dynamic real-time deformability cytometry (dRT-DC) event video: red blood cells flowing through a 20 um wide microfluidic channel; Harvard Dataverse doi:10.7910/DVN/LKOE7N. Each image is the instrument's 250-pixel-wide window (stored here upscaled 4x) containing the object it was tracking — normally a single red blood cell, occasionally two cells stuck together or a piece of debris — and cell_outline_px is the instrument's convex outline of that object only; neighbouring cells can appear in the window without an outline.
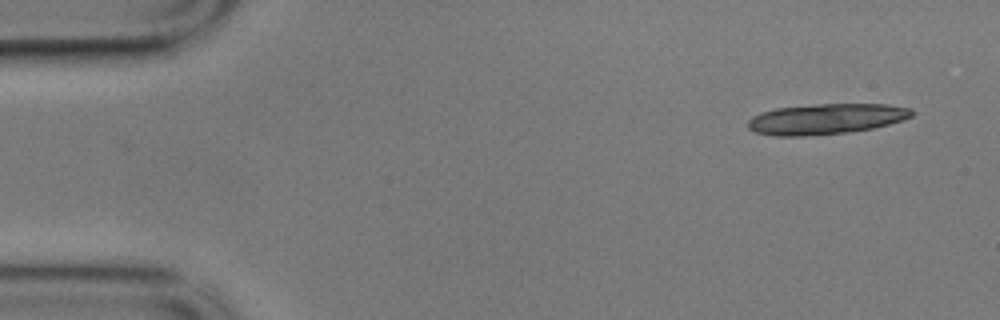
{"species": "common noctule bat (a hibernating species)", "species_latin": "Nyctalus noctula", "temperature_condition": "cold", "stored_images_in_passage": 4, "camera_frame_rate_fps": 3000, "um_per_image_px": 0.085, "animal": {"sex": "male", "body_mass_g": 17.9}, "frame": {"image": 1, "passage_image": 1, "time_ms": 0.0, "image_size_px": [1000, 320], "cell_outline_px": [[916, 112], [912, 116], [904, 120], [872, 128], [848, 132], [804, 136], [772, 136], [756, 132], [748, 128], [748, 120], [752, 116], [760, 112], [776, 108], [816, 104], [888, 104], [912, 108]], "centroid_in_image_um": [70.22, 10.1], "position_along_channel_um": 14.8, "area_um2": 29.36}}